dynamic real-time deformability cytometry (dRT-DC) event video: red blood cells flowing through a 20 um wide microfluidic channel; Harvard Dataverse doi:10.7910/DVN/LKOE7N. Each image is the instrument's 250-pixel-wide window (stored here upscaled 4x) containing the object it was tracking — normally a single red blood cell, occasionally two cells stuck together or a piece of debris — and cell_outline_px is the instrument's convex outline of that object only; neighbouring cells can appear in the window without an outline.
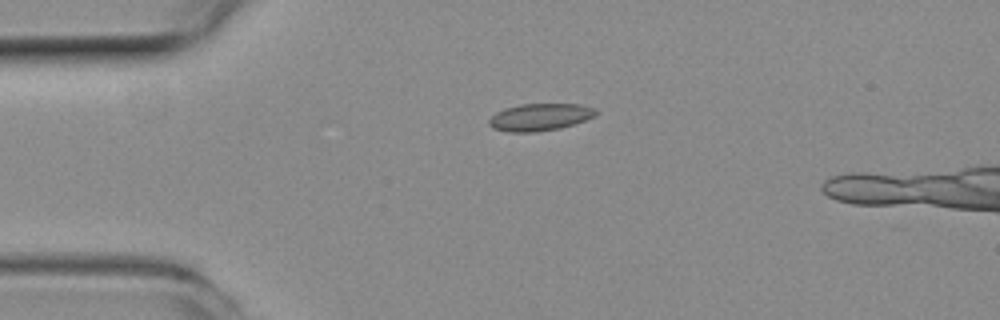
{"species": "common noctule bat (a hibernating species)", "species_latin": "Nyctalus noctula", "temperature_condition": "room temperature", "stored_images_in_passage": 37, "camera_frame_rate_fps": 3000, "um_per_image_px": 0.085, "animal": {"sex": "female", "body_mass_g": 19.3, "forearm_length_mm": 54.1}, "frame": {"image": 1, "passage_image": 1, "time_ms": 0.0, "image_size_px": [1000, 320], "cell_outline_px": [[596, 116], [560, 128], [536, 132], [508, 132], [492, 128], [488, 124], [488, 120], [496, 112], [504, 108], [520, 104], [580, 104], [596, 108]], "centroid_in_image_um": [45.86, 9.95], "position_along_channel_um": 39.1, "area_um2": 16.99}}
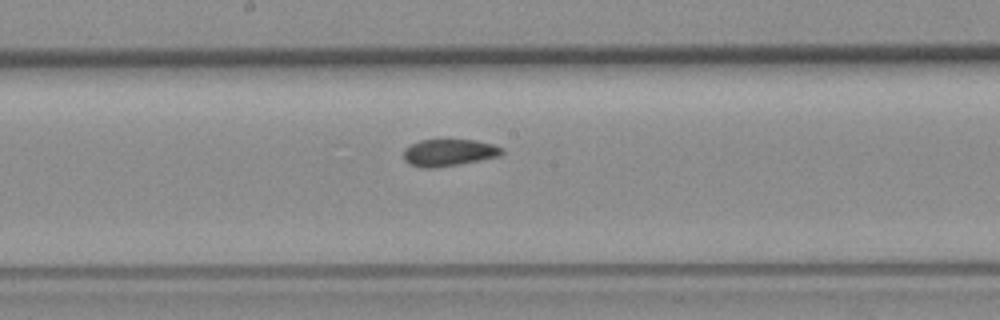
{"frame": {"image": 2, "passage_image": 16, "time_ms": 5.0, "image_size_px": [1000, 320], "cell_outline_px": [[504, 152], [500, 156], [480, 160], [432, 168], [420, 168], [408, 164], [404, 160], [404, 148], [420, 140], [440, 136], [444, 136], [476, 140], [492, 144], [504, 148]], "centroid_in_image_um": [38.13, 12.91], "position_along_channel_um": 210.1, "area_um2": 16.3}}
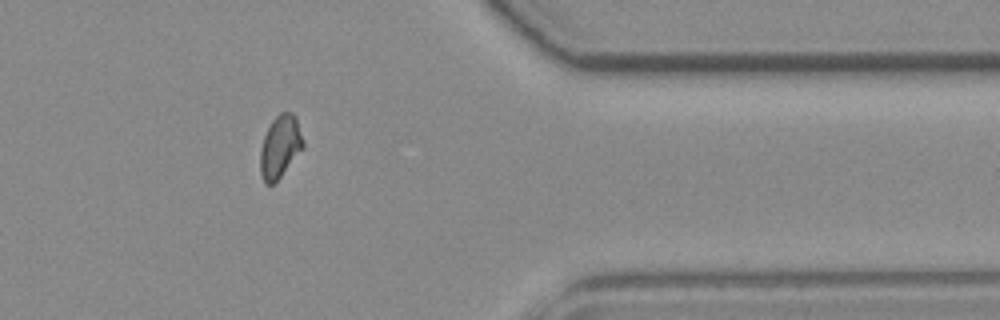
{"frame": {"image": 3, "passage_image": 31, "time_ms": 10.0, "image_size_px": [1000, 320], "cell_outline_px": [[304, 148], [280, 176], [272, 184], [264, 184], [260, 172], [260, 148], [264, 136], [272, 120], [280, 112], [292, 112], [296, 116], [304, 140]], "centroid_in_image_um": [23.81, 12.44], "position_along_channel_um": 387.6, "area_um2": 15.66}, "authors_computed_cell_mechanics": {"area_um2": 15.7216, "velocity_mm_per_s": 3.965, "shape_relaxation_time_tau1_ms": null, "shape_relaxation_time_tau2_ms": 3.8418, "deformation_change_tau1": null, "deformation_change_tau2": 0.0757}}